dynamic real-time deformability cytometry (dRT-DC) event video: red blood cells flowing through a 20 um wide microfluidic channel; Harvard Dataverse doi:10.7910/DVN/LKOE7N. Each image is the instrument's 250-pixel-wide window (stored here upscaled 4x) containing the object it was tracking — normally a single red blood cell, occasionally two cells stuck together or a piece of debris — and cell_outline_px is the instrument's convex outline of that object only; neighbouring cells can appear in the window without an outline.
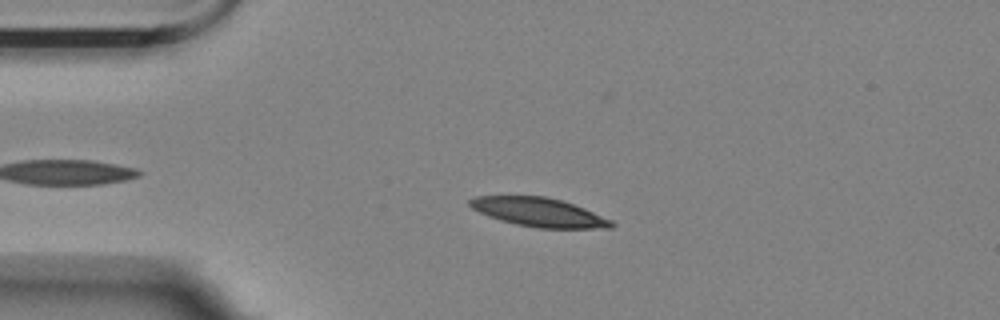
{"species": "Egyptian fruit bat (a non-hibernating species)", "species_latin": "Rousettus aegyptiacus", "temperature_condition": "room temperature", "stored_images_in_passage": 39, "camera_frame_rate_fps": 3000, "um_per_image_px": 0.085, "animal": {"sex": "female"}, "frame": {"image": 1, "passage_image": 7, "time_ms": 2.0, "image_size_px": [1000, 320], "cell_outline_px": [[616, 224], [612, 228], [536, 228], [516, 224], [500, 220], [488, 216], [472, 208], [468, 204], [468, 200], [472, 196], [544, 196], [560, 200], [584, 208], [612, 220]], "centroid_in_image_um": [45.79, 18.04], "position_along_channel_um": 39.2, "area_um2": 23.76}}
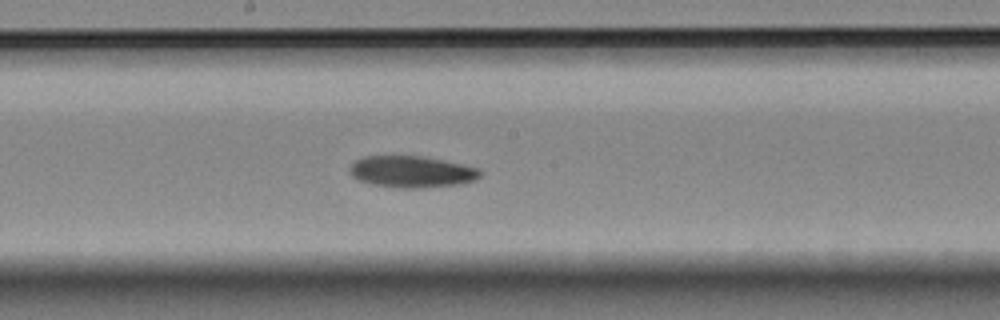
{"frame": {"image": 2, "passage_image": 24, "time_ms": 7.667, "image_size_px": [1000, 320], "cell_outline_px": [[480, 176], [476, 180], [464, 184], [420, 188], [400, 188], [372, 184], [356, 180], [348, 172], [348, 168], [356, 160], [364, 156], [420, 156], [480, 168]], "centroid_in_image_um": [34.97, 14.61], "position_along_channel_um": 213.2, "area_um2": 24.1}}
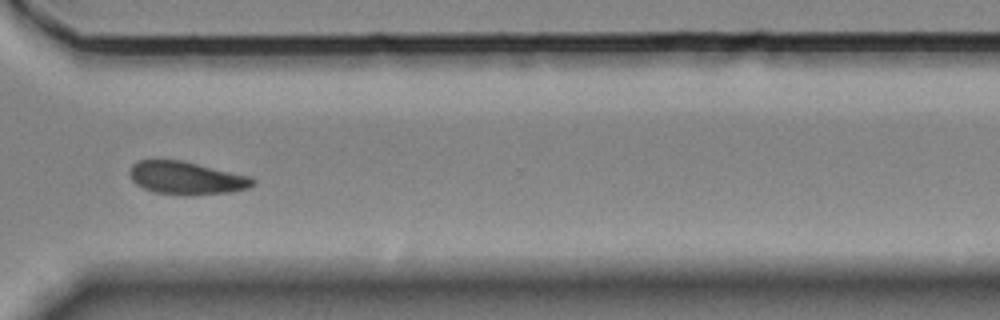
{"frame": {"image": 3, "passage_image": 36, "time_ms": 11.667, "image_size_px": [1000, 320], "cell_outline_px": [[256, 184], [248, 188], [232, 192], [192, 196], [180, 196], [156, 192], [144, 188], [136, 184], [132, 180], [128, 172], [132, 164], [140, 160], [180, 160], [248, 176], [256, 180]], "centroid_in_image_um": [15.84, 15.15], "position_along_channel_um": 354.8, "area_um2": 23.7}, "authors_computed_cell_mechanics": {"area_um2": 24.0448, "velocity_mm_per_s": 3.5493, "shape_relaxation_time_tau1_ms": 7.9635, "shape_relaxation_time_tau2_ms": null, "deformation_change_tau1": 0.1663, "deformation_change_tau2": null}}